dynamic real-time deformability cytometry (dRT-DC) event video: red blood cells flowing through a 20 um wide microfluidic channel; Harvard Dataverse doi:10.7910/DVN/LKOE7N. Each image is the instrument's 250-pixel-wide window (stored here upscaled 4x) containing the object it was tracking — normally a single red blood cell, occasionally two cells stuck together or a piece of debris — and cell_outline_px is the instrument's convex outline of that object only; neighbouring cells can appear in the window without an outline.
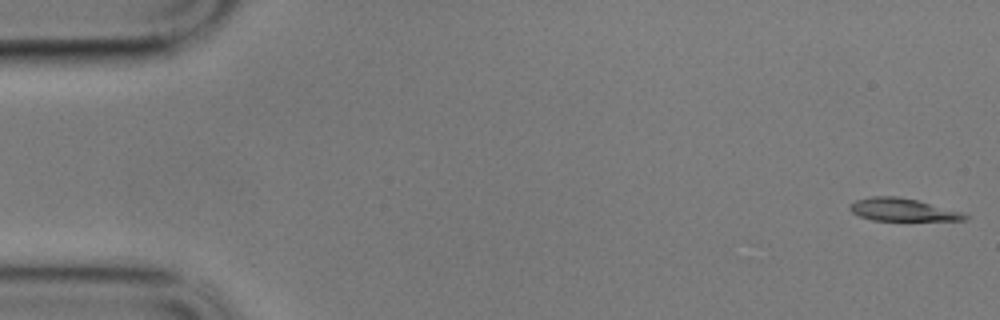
{"species": "common noctule bat (a hibernating species)", "species_latin": "Nyctalus noctula", "temperature_condition": "cold", "stored_images_in_passage": 8, "camera_frame_rate_fps": 3000, "um_per_image_px": 0.085, "animal": {"sex": "male", "body_mass_g": 17.9}, "frame": {"image": 1, "passage_image": 1, "time_ms": 0.0, "image_size_px": [1000, 320], "cell_outline_px": [[972, 216], [968, 220], [872, 220], [860, 216], [852, 212], [848, 208], [848, 204], [856, 200], [872, 196], [896, 196], [916, 200], [960, 212]], "centroid_in_image_um": [76.68, 17.83], "position_along_channel_um": 8.3, "area_um2": 15.03}}